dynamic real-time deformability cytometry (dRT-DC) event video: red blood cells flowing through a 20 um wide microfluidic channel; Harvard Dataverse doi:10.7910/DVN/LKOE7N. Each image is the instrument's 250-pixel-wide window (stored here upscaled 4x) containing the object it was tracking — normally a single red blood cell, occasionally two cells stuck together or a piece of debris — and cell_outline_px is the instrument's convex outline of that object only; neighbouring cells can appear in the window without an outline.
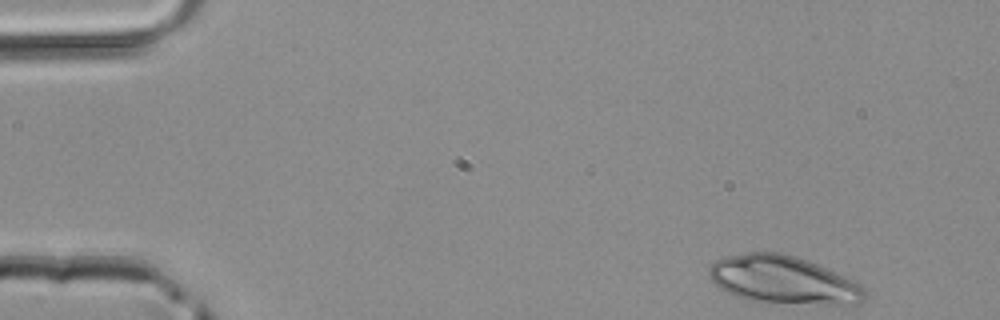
{"species": "common noctule bat (a hibernating species)", "species_latin": "Nyctalus noctula", "temperature_condition": "room temperature", "stored_images_in_passage": 43, "camera_frame_rate_fps": 3000, "um_per_image_px": 0.085, "animal": {"sex": "male", "body_mass_g": 20.4}, "frame": {"image": 1, "passage_image": 1, "time_ms": 0.0, "image_size_px": [1000, 320], "cell_outline_px": [[868, 296], [860, 304], [768, 304], [748, 300], [736, 296], [720, 288], [708, 276], [708, 268], [716, 260], [724, 256], [744, 252], [780, 252], [796, 256], [808, 260], [856, 280], [868, 292]], "centroid_in_image_um": [66.61, 23.81], "position_along_channel_um": 18.4, "area_um2": 44.51}}
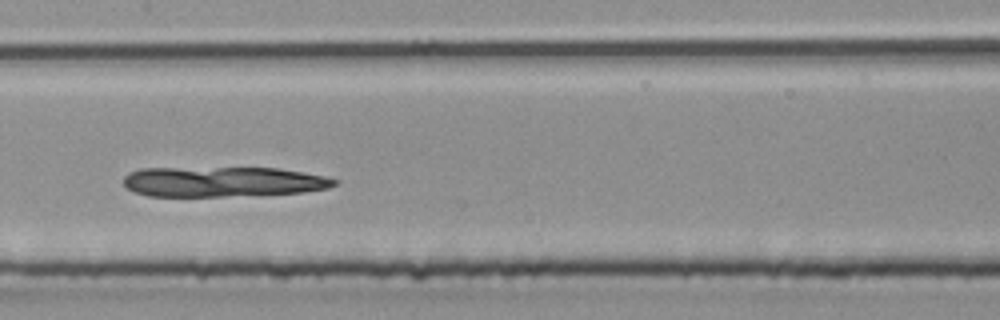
{"frame": {"image": 2, "passage_image": 20, "time_ms": 6.333, "image_size_px": [1000, 320], "cell_outline_px": [[340, 184], [328, 188], [304, 192], [224, 196], [148, 196], [136, 192], [128, 188], [124, 184], [124, 176], [128, 172], [140, 168], [276, 168], [304, 172], [324, 176], [340, 180]], "centroid_in_image_um": [18.97, 15.44], "position_along_channel_um": 188.4, "area_um2": 37.05}}
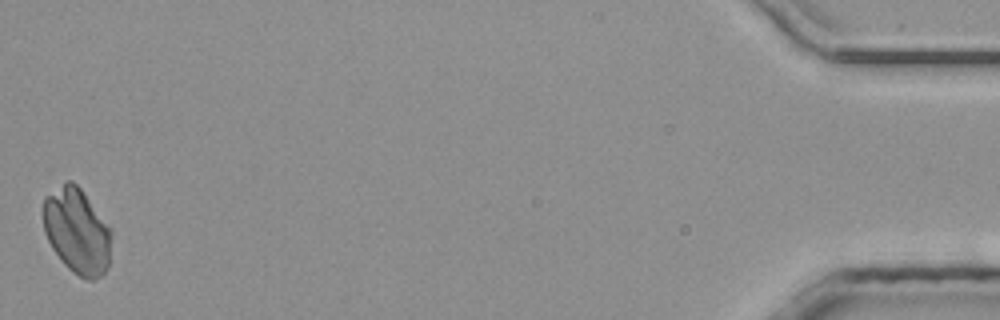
{"frame": {"image": 3, "passage_image": 43, "time_ms": 14.0, "image_size_px": [1000, 320], "cell_outline_px": [[112, 236], [108, 268], [100, 276], [92, 280], [88, 280], [72, 272], [60, 260], [52, 248], [44, 232], [44, 196], [64, 180], [72, 180], [80, 188], [112, 228]], "centroid_in_image_um": [6.55, 19.62], "position_along_channel_um": 428.6, "area_um2": 34.39}}